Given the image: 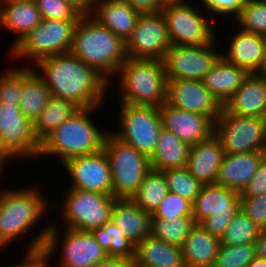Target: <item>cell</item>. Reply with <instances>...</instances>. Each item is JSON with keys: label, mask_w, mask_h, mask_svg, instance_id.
I'll use <instances>...</instances> for the list:
<instances>
[{"label": "cell", "mask_w": 266, "mask_h": 267, "mask_svg": "<svg viewBox=\"0 0 266 267\" xmlns=\"http://www.w3.org/2000/svg\"><path fill=\"white\" fill-rule=\"evenodd\" d=\"M241 209L260 228H266V193L254 198H240Z\"/></svg>", "instance_id": "obj_44"}, {"label": "cell", "mask_w": 266, "mask_h": 267, "mask_svg": "<svg viewBox=\"0 0 266 267\" xmlns=\"http://www.w3.org/2000/svg\"><path fill=\"white\" fill-rule=\"evenodd\" d=\"M42 19L79 20L81 15L63 0H35Z\"/></svg>", "instance_id": "obj_42"}, {"label": "cell", "mask_w": 266, "mask_h": 267, "mask_svg": "<svg viewBox=\"0 0 266 267\" xmlns=\"http://www.w3.org/2000/svg\"><path fill=\"white\" fill-rule=\"evenodd\" d=\"M109 235L112 237L110 249L106 252L108 258H120L133 261L136 245L125 237L112 220L109 221Z\"/></svg>", "instance_id": "obj_43"}, {"label": "cell", "mask_w": 266, "mask_h": 267, "mask_svg": "<svg viewBox=\"0 0 266 267\" xmlns=\"http://www.w3.org/2000/svg\"><path fill=\"white\" fill-rule=\"evenodd\" d=\"M255 257V244L221 245L214 267H248Z\"/></svg>", "instance_id": "obj_39"}, {"label": "cell", "mask_w": 266, "mask_h": 267, "mask_svg": "<svg viewBox=\"0 0 266 267\" xmlns=\"http://www.w3.org/2000/svg\"><path fill=\"white\" fill-rule=\"evenodd\" d=\"M69 52L94 68L108 82L127 59L126 42L91 15L81 16L77 22Z\"/></svg>", "instance_id": "obj_2"}, {"label": "cell", "mask_w": 266, "mask_h": 267, "mask_svg": "<svg viewBox=\"0 0 266 267\" xmlns=\"http://www.w3.org/2000/svg\"><path fill=\"white\" fill-rule=\"evenodd\" d=\"M134 267H186L182 248L149 235L135 247Z\"/></svg>", "instance_id": "obj_28"}, {"label": "cell", "mask_w": 266, "mask_h": 267, "mask_svg": "<svg viewBox=\"0 0 266 267\" xmlns=\"http://www.w3.org/2000/svg\"><path fill=\"white\" fill-rule=\"evenodd\" d=\"M135 10L140 13H155L163 9L160 0H125Z\"/></svg>", "instance_id": "obj_47"}, {"label": "cell", "mask_w": 266, "mask_h": 267, "mask_svg": "<svg viewBox=\"0 0 266 267\" xmlns=\"http://www.w3.org/2000/svg\"><path fill=\"white\" fill-rule=\"evenodd\" d=\"M235 19L241 30L266 37V0H248Z\"/></svg>", "instance_id": "obj_38"}, {"label": "cell", "mask_w": 266, "mask_h": 267, "mask_svg": "<svg viewBox=\"0 0 266 267\" xmlns=\"http://www.w3.org/2000/svg\"><path fill=\"white\" fill-rule=\"evenodd\" d=\"M25 67V68H24ZM23 67V88L19 103L22 114L32 123L45 109L50 90L45 82L28 66Z\"/></svg>", "instance_id": "obj_31"}, {"label": "cell", "mask_w": 266, "mask_h": 267, "mask_svg": "<svg viewBox=\"0 0 266 267\" xmlns=\"http://www.w3.org/2000/svg\"><path fill=\"white\" fill-rule=\"evenodd\" d=\"M261 229L242 209L235 215L221 238V245L255 244Z\"/></svg>", "instance_id": "obj_36"}, {"label": "cell", "mask_w": 266, "mask_h": 267, "mask_svg": "<svg viewBox=\"0 0 266 267\" xmlns=\"http://www.w3.org/2000/svg\"><path fill=\"white\" fill-rule=\"evenodd\" d=\"M205 8L214 16L233 15L235 18L240 14L241 8L248 0H200ZM215 14V15H214Z\"/></svg>", "instance_id": "obj_45"}, {"label": "cell", "mask_w": 266, "mask_h": 267, "mask_svg": "<svg viewBox=\"0 0 266 267\" xmlns=\"http://www.w3.org/2000/svg\"><path fill=\"white\" fill-rule=\"evenodd\" d=\"M140 15L125 0H97L91 16L126 42Z\"/></svg>", "instance_id": "obj_23"}, {"label": "cell", "mask_w": 266, "mask_h": 267, "mask_svg": "<svg viewBox=\"0 0 266 267\" xmlns=\"http://www.w3.org/2000/svg\"><path fill=\"white\" fill-rule=\"evenodd\" d=\"M171 43L162 12L141 13L126 41V54L135 59L163 60Z\"/></svg>", "instance_id": "obj_15"}, {"label": "cell", "mask_w": 266, "mask_h": 267, "mask_svg": "<svg viewBox=\"0 0 266 267\" xmlns=\"http://www.w3.org/2000/svg\"><path fill=\"white\" fill-rule=\"evenodd\" d=\"M121 103L160 107L166 102L167 78L163 60L129 58L117 73Z\"/></svg>", "instance_id": "obj_4"}, {"label": "cell", "mask_w": 266, "mask_h": 267, "mask_svg": "<svg viewBox=\"0 0 266 267\" xmlns=\"http://www.w3.org/2000/svg\"><path fill=\"white\" fill-rule=\"evenodd\" d=\"M214 135L225 154L266 152V118L236 116L222 108L214 122Z\"/></svg>", "instance_id": "obj_11"}, {"label": "cell", "mask_w": 266, "mask_h": 267, "mask_svg": "<svg viewBox=\"0 0 266 267\" xmlns=\"http://www.w3.org/2000/svg\"><path fill=\"white\" fill-rule=\"evenodd\" d=\"M189 1V0H187ZM185 0H160V3L163 5V6H166V5H170V4H179V3H183V2H187Z\"/></svg>", "instance_id": "obj_55"}, {"label": "cell", "mask_w": 266, "mask_h": 267, "mask_svg": "<svg viewBox=\"0 0 266 267\" xmlns=\"http://www.w3.org/2000/svg\"><path fill=\"white\" fill-rule=\"evenodd\" d=\"M152 214L143 211L132 199H116L111 220L137 245L150 235Z\"/></svg>", "instance_id": "obj_27"}, {"label": "cell", "mask_w": 266, "mask_h": 267, "mask_svg": "<svg viewBox=\"0 0 266 267\" xmlns=\"http://www.w3.org/2000/svg\"><path fill=\"white\" fill-rule=\"evenodd\" d=\"M176 217H193V203L178 194L168 192L152 218L176 219Z\"/></svg>", "instance_id": "obj_41"}, {"label": "cell", "mask_w": 266, "mask_h": 267, "mask_svg": "<svg viewBox=\"0 0 266 267\" xmlns=\"http://www.w3.org/2000/svg\"><path fill=\"white\" fill-rule=\"evenodd\" d=\"M190 149L191 145L162 128L155 150L149 158L151 169L165 171L187 167Z\"/></svg>", "instance_id": "obj_30"}, {"label": "cell", "mask_w": 266, "mask_h": 267, "mask_svg": "<svg viewBox=\"0 0 266 267\" xmlns=\"http://www.w3.org/2000/svg\"><path fill=\"white\" fill-rule=\"evenodd\" d=\"M79 20H48L29 32L11 49L14 57L25 58L35 65L44 58L67 53L72 45L73 31ZM29 58V59H28Z\"/></svg>", "instance_id": "obj_7"}, {"label": "cell", "mask_w": 266, "mask_h": 267, "mask_svg": "<svg viewBox=\"0 0 266 267\" xmlns=\"http://www.w3.org/2000/svg\"><path fill=\"white\" fill-rule=\"evenodd\" d=\"M221 239L195 223L182 245L186 267H214Z\"/></svg>", "instance_id": "obj_26"}, {"label": "cell", "mask_w": 266, "mask_h": 267, "mask_svg": "<svg viewBox=\"0 0 266 267\" xmlns=\"http://www.w3.org/2000/svg\"><path fill=\"white\" fill-rule=\"evenodd\" d=\"M9 159L12 161V158L7 153L0 150V176L4 171V165L7 164L5 162L9 161Z\"/></svg>", "instance_id": "obj_53"}, {"label": "cell", "mask_w": 266, "mask_h": 267, "mask_svg": "<svg viewBox=\"0 0 266 267\" xmlns=\"http://www.w3.org/2000/svg\"><path fill=\"white\" fill-rule=\"evenodd\" d=\"M166 103L174 108L218 119L223 106L206 89L203 81L167 80Z\"/></svg>", "instance_id": "obj_17"}, {"label": "cell", "mask_w": 266, "mask_h": 267, "mask_svg": "<svg viewBox=\"0 0 266 267\" xmlns=\"http://www.w3.org/2000/svg\"><path fill=\"white\" fill-rule=\"evenodd\" d=\"M81 16L92 15L97 0H63Z\"/></svg>", "instance_id": "obj_48"}, {"label": "cell", "mask_w": 266, "mask_h": 267, "mask_svg": "<svg viewBox=\"0 0 266 267\" xmlns=\"http://www.w3.org/2000/svg\"><path fill=\"white\" fill-rule=\"evenodd\" d=\"M96 241L107 252L111 246L112 237L109 235V222H106L102 227L95 228L91 231Z\"/></svg>", "instance_id": "obj_49"}, {"label": "cell", "mask_w": 266, "mask_h": 267, "mask_svg": "<svg viewBox=\"0 0 266 267\" xmlns=\"http://www.w3.org/2000/svg\"><path fill=\"white\" fill-rule=\"evenodd\" d=\"M168 192L164 172L150 169L131 199L143 211L153 214Z\"/></svg>", "instance_id": "obj_34"}, {"label": "cell", "mask_w": 266, "mask_h": 267, "mask_svg": "<svg viewBox=\"0 0 266 267\" xmlns=\"http://www.w3.org/2000/svg\"><path fill=\"white\" fill-rule=\"evenodd\" d=\"M266 193V156L258 165L257 171L240 193V198H254Z\"/></svg>", "instance_id": "obj_46"}, {"label": "cell", "mask_w": 266, "mask_h": 267, "mask_svg": "<svg viewBox=\"0 0 266 267\" xmlns=\"http://www.w3.org/2000/svg\"><path fill=\"white\" fill-rule=\"evenodd\" d=\"M64 229L62 235L61 267H90L108 258L106 251L89 231Z\"/></svg>", "instance_id": "obj_19"}, {"label": "cell", "mask_w": 266, "mask_h": 267, "mask_svg": "<svg viewBox=\"0 0 266 267\" xmlns=\"http://www.w3.org/2000/svg\"><path fill=\"white\" fill-rule=\"evenodd\" d=\"M240 209V192L218 184H208L203 186L193 203V219L221 239Z\"/></svg>", "instance_id": "obj_8"}, {"label": "cell", "mask_w": 266, "mask_h": 267, "mask_svg": "<svg viewBox=\"0 0 266 267\" xmlns=\"http://www.w3.org/2000/svg\"><path fill=\"white\" fill-rule=\"evenodd\" d=\"M40 192L33 187L0 192V248L28 233L47 214L49 204Z\"/></svg>", "instance_id": "obj_5"}, {"label": "cell", "mask_w": 266, "mask_h": 267, "mask_svg": "<svg viewBox=\"0 0 266 267\" xmlns=\"http://www.w3.org/2000/svg\"><path fill=\"white\" fill-rule=\"evenodd\" d=\"M119 109L120 128L112 133L150 158L163 128L159 107L120 103Z\"/></svg>", "instance_id": "obj_10"}, {"label": "cell", "mask_w": 266, "mask_h": 267, "mask_svg": "<svg viewBox=\"0 0 266 267\" xmlns=\"http://www.w3.org/2000/svg\"><path fill=\"white\" fill-rule=\"evenodd\" d=\"M159 110L163 128L189 145L205 141L214 134V121L206 115L180 110L166 102Z\"/></svg>", "instance_id": "obj_18"}, {"label": "cell", "mask_w": 266, "mask_h": 267, "mask_svg": "<svg viewBox=\"0 0 266 267\" xmlns=\"http://www.w3.org/2000/svg\"><path fill=\"white\" fill-rule=\"evenodd\" d=\"M61 165L71 177L69 188L112 195L110 163L104 149L73 157Z\"/></svg>", "instance_id": "obj_16"}, {"label": "cell", "mask_w": 266, "mask_h": 267, "mask_svg": "<svg viewBox=\"0 0 266 267\" xmlns=\"http://www.w3.org/2000/svg\"><path fill=\"white\" fill-rule=\"evenodd\" d=\"M103 149L110 163L112 196L131 199L151 169L149 158L117 138L110 129Z\"/></svg>", "instance_id": "obj_6"}, {"label": "cell", "mask_w": 266, "mask_h": 267, "mask_svg": "<svg viewBox=\"0 0 266 267\" xmlns=\"http://www.w3.org/2000/svg\"><path fill=\"white\" fill-rule=\"evenodd\" d=\"M46 227L32 238L31 243H27L29 246L26 248V254L24 256L23 263L14 264L9 267H48V259L51 260V256L58 250V244L60 240L59 227L56 224L49 223ZM58 227V228H57ZM59 239V240H58ZM49 264V265H48Z\"/></svg>", "instance_id": "obj_32"}, {"label": "cell", "mask_w": 266, "mask_h": 267, "mask_svg": "<svg viewBox=\"0 0 266 267\" xmlns=\"http://www.w3.org/2000/svg\"><path fill=\"white\" fill-rule=\"evenodd\" d=\"M248 267H266V260L256 256L254 260L248 265Z\"/></svg>", "instance_id": "obj_54"}, {"label": "cell", "mask_w": 266, "mask_h": 267, "mask_svg": "<svg viewBox=\"0 0 266 267\" xmlns=\"http://www.w3.org/2000/svg\"><path fill=\"white\" fill-rule=\"evenodd\" d=\"M161 12L171 45H204L217 36L209 23L213 18H205L191 1L166 5Z\"/></svg>", "instance_id": "obj_12"}, {"label": "cell", "mask_w": 266, "mask_h": 267, "mask_svg": "<svg viewBox=\"0 0 266 267\" xmlns=\"http://www.w3.org/2000/svg\"><path fill=\"white\" fill-rule=\"evenodd\" d=\"M169 192L180 195L194 203L197 195L201 192L203 184L195 179L188 169H169L163 171Z\"/></svg>", "instance_id": "obj_37"}, {"label": "cell", "mask_w": 266, "mask_h": 267, "mask_svg": "<svg viewBox=\"0 0 266 267\" xmlns=\"http://www.w3.org/2000/svg\"><path fill=\"white\" fill-rule=\"evenodd\" d=\"M249 73L227 61L222 55L205 75L203 84L206 89L224 106L240 88Z\"/></svg>", "instance_id": "obj_25"}, {"label": "cell", "mask_w": 266, "mask_h": 267, "mask_svg": "<svg viewBox=\"0 0 266 267\" xmlns=\"http://www.w3.org/2000/svg\"><path fill=\"white\" fill-rule=\"evenodd\" d=\"M225 55L222 56L235 66L246 70L249 74L256 73L259 68L264 49L266 37L241 30L231 36Z\"/></svg>", "instance_id": "obj_24"}, {"label": "cell", "mask_w": 266, "mask_h": 267, "mask_svg": "<svg viewBox=\"0 0 266 267\" xmlns=\"http://www.w3.org/2000/svg\"><path fill=\"white\" fill-rule=\"evenodd\" d=\"M0 75V103L19 105L23 88V68L6 69Z\"/></svg>", "instance_id": "obj_40"}, {"label": "cell", "mask_w": 266, "mask_h": 267, "mask_svg": "<svg viewBox=\"0 0 266 267\" xmlns=\"http://www.w3.org/2000/svg\"><path fill=\"white\" fill-rule=\"evenodd\" d=\"M223 108L236 116L266 118V80L250 73Z\"/></svg>", "instance_id": "obj_20"}, {"label": "cell", "mask_w": 266, "mask_h": 267, "mask_svg": "<svg viewBox=\"0 0 266 267\" xmlns=\"http://www.w3.org/2000/svg\"><path fill=\"white\" fill-rule=\"evenodd\" d=\"M35 66L51 96L70 100L80 108L101 107L105 101L111 82L70 52L44 58Z\"/></svg>", "instance_id": "obj_1"}, {"label": "cell", "mask_w": 266, "mask_h": 267, "mask_svg": "<svg viewBox=\"0 0 266 267\" xmlns=\"http://www.w3.org/2000/svg\"><path fill=\"white\" fill-rule=\"evenodd\" d=\"M0 150L18 160L38 157L40 143L33 123L22 114L19 105L0 103Z\"/></svg>", "instance_id": "obj_14"}, {"label": "cell", "mask_w": 266, "mask_h": 267, "mask_svg": "<svg viewBox=\"0 0 266 267\" xmlns=\"http://www.w3.org/2000/svg\"><path fill=\"white\" fill-rule=\"evenodd\" d=\"M79 109L80 107L70 100L50 96L45 109L33 123L34 135L39 143Z\"/></svg>", "instance_id": "obj_33"}, {"label": "cell", "mask_w": 266, "mask_h": 267, "mask_svg": "<svg viewBox=\"0 0 266 267\" xmlns=\"http://www.w3.org/2000/svg\"><path fill=\"white\" fill-rule=\"evenodd\" d=\"M266 152L254 151L243 154H225L219 168L216 184L238 192L248 185Z\"/></svg>", "instance_id": "obj_22"}, {"label": "cell", "mask_w": 266, "mask_h": 267, "mask_svg": "<svg viewBox=\"0 0 266 267\" xmlns=\"http://www.w3.org/2000/svg\"><path fill=\"white\" fill-rule=\"evenodd\" d=\"M90 267H134V262L120 258H107L106 260L95 263Z\"/></svg>", "instance_id": "obj_50"}, {"label": "cell", "mask_w": 266, "mask_h": 267, "mask_svg": "<svg viewBox=\"0 0 266 267\" xmlns=\"http://www.w3.org/2000/svg\"><path fill=\"white\" fill-rule=\"evenodd\" d=\"M42 21L35 1L0 3V29L17 34L11 49Z\"/></svg>", "instance_id": "obj_29"}, {"label": "cell", "mask_w": 266, "mask_h": 267, "mask_svg": "<svg viewBox=\"0 0 266 267\" xmlns=\"http://www.w3.org/2000/svg\"><path fill=\"white\" fill-rule=\"evenodd\" d=\"M194 224L193 217L151 218L150 235L171 245L182 247Z\"/></svg>", "instance_id": "obj_35"}, {"label": "cell", "mask_w": 266, "mask_h": 267, "mask_svg": "<svg viewBox=\"0 0 266 267\" xmlns=\"http://www.w3.org/2000/svg\"><path fill=\"white\" fill-rule=\"evenodd\" d=\"M256 256L266 260V228L261 229L258 239L255 242Z\"/></svg>", "instance_id": "obj_51"}, {"label": "cell", "mask_w": 266, "mask_h": 267, "mask_svg": "<svg viewBox=\"0 0 266 267\" xmlns=\"http://www.w3.org/2000/svg\"><path fill=\"white\" fill-rule=\"evenodd\" d=\"M64 197L60 213L63 228L89 232L111 220L117 199L112 195L72 188L66 190Z\"/></svg>", "instance_id": "obj_9"}, {"label": "cell", "mask_w": 266, "mask_h": 267, "mask_svg": "<svg viewBox=\"0 0 266 267\" xmlns=\"http://www.w3.org/2000/svg\"><path fill=\"white\" fill-rule=\"evenodd\" d=\"M224 155L220 140L213 134L207 140L191 145L186 168L203 185L216 184Z\"/></svg>", "instance_id": "obj_21"}, {"label": "cell", "mask_w": 266, "mask_h": 267, "mask_svg": "<svg viewBox=\"0 0 266 267\" xmlns=\"http://www.w3.org/2000/svg\"><path fill=\"white\" fill-rule=\"evenodd\" d=\"M256 75L264 78L266 80V46H265V49H264V53H263V58H262V61H261V64L259 66V68L257 69Z\"/></svg>", "instance_id": "obj_52"}, {"label": "cell", "mask_w": 266, "mask_h": 267, "mask_svg": "<svg viewBox=\"0 0 266 267\" xmlns=\"http://www.w3.org/2000/svg\"><path fill=\"white\" fill-rule=\"evenodd\" d=\"M99 108H80L40 143L38 158L57 156L64 164L73 157L97 153L103 149L108 131L99 130V126L89 116Z\"/></svg>", "instance_id": "obj_3"}, {"label": "cell", "mask_w": 266, "mask_h": 267, "mask_svg": "<svg viewBox=\"0 0 266 267\" xmlns=\"http://www.w3.org/2000/svg\"><path fill=\"white\" fill-rule=\"evenodd\" d=\"M216 40L204 45H171L163 59L167 80L203 81L222 55L214 48Z\"/></svg>", "instance_id": "obj_13"}, {"label": "cell", "mask_w": 266, "mask_h": 267, "mask_svg": "<svg viewBox=\"0 0 266 267\" xmlns=\"http://www.w3.org/2000/svg\"><path fill=\"white\" fill-rule=\"evenodd\" d=\"M27 1H35V0H0V3H9V2H27Z\"/></svg>", "instance_id": "obj_56"}]
</instances>
